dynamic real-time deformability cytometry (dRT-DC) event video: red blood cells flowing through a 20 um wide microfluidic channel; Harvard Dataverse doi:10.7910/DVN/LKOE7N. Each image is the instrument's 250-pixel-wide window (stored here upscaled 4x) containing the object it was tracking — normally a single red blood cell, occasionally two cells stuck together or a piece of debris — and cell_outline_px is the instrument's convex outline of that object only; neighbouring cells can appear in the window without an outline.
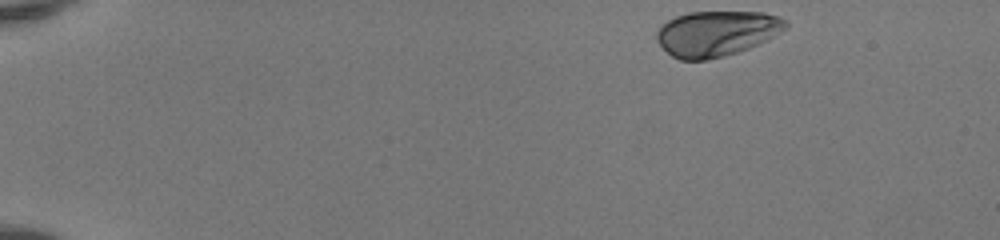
{"species": "human", "species_latin": "Homo sapiens", "temperature_condition": "room temperature", "stored_images_in_passage": 44, "camera_frame_rate_fps": 3000, "um_per_image_px": 0.085, "donor": {"sex": "female"}, "frame": {"image": 1, "passage_image": 1, "time_ms": 0.0, "image_size_px": [1000, 240], "cell_outline_px": [[788, 24], [780, 32], [768, 40], [748, 48], [724, 56], [704, 60], [680, 60], [672, 56], [656, 40], [656, 32], [660, 24], [676, 16], [688, 12], [764, 12], [780, 16], [788, 20]], "centroid_in_image_um": [60.9, 2.83], "position_along_channel_um": 24.1, "area_um2": 34.22}}
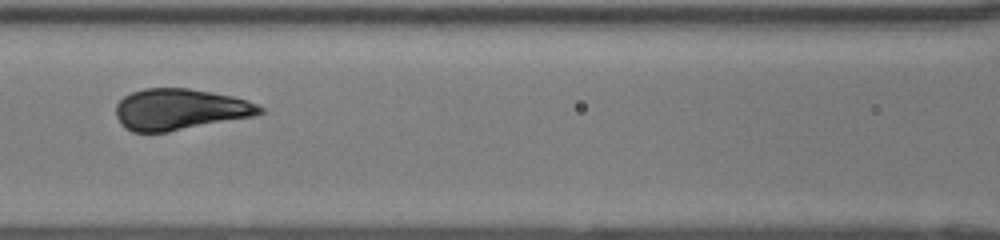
{"frame": {"image": 2, "passage_image": 19, "time_ms": 6.0, "image_size_px": [1000, 240], "cell_outline_px": [[264, 112], [256, 116], [168, 132], [132, 132], [124, 128], [120, 124], [116, 116], [116, 104], [124, 96], [132, 92], [144, 88], [188, 88], [212, 92], [232, 96], [248, 100], [264, 108]], "centroid_in_image_um": [15.29, 9.3], "position_along_channel_um": 151.3, "area_um2": 34.85}}
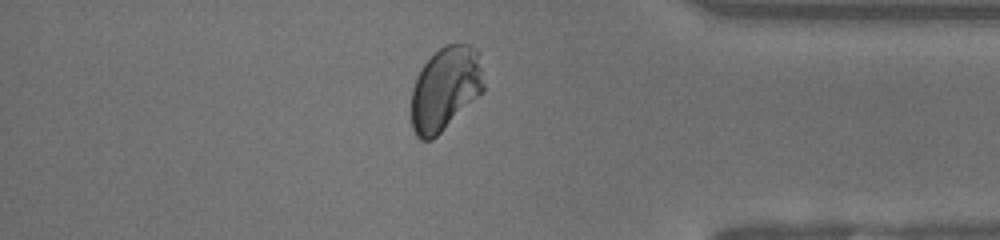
{"frame": {"image": 3, "passage_image": 38, "time_ms": 12.333, "image_size_px": [1000, 240], "cell_outline_px": [[484, 92], [432, 140], [420, 140], [416, 136], [412, 128], [412, 88], [424, 64], [440, 48], [448, 44], [468, 44], [480, 52], [484, 84]], "centroid_in_image_um": [37.88, 7.55], "position_along_channel_um": 397.3, "area_um2": 35.32}, "authors_computed_cell_mechanics": {"area_um2": 34.8534, "velocity_mm_per_s": 4.1435, "shape_relaxation_time_tau1_ms": 1.9444, "shape_relaxation_time_tau2_ms": null, "deformation_change_tau1": 0.1444, "deformation_change_tau2": null}}